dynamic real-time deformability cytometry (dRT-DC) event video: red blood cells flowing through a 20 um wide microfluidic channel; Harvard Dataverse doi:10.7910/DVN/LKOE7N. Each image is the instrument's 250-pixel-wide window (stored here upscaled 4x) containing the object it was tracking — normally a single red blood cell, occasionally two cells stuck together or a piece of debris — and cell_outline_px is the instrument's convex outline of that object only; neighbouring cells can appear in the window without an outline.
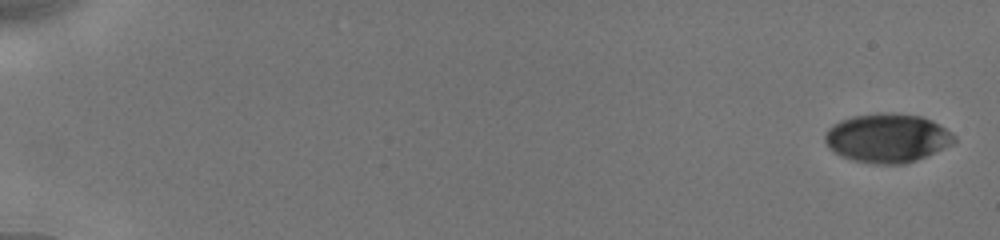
{"species": "human", "species_latin": "Homo sapiens", "temperature_condition": "cold", "stored_images_in_passage": 26, "camera_frame_rate_fps": 3000, "um_per_image_px": 0.085, "donor": {"sex": "male"}, "frame": {"image": 1, "passage_image": 1, "time_ms": 0.0, "image_size_px": [1000, 240], "cell_outline_px": [[956, 140], [952, 144], [916, 160], [904, 164], [872, 164], [852, 160], [840, 156], [828, 148], [824, 140], [824, 132], [832, 124], [840, 120], [852, 116], [880, 112], [892, 112], [920, 116], [932, 120], [956, 136]], "centroid_in_image_um": [75.36, 11.73], "position_along_channel_um": 9.6, "area_um2": 37.11}}
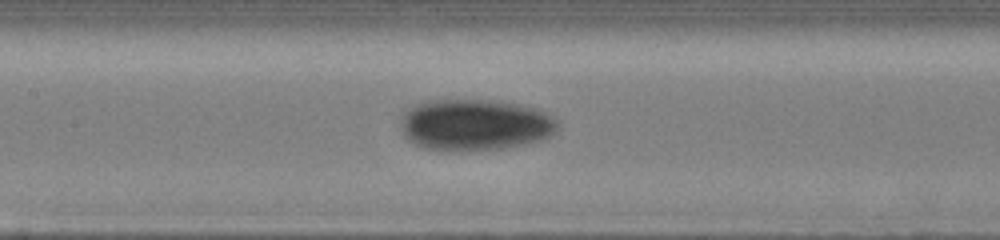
{"frame": {"image": 2, "passage_image": 19, "time_ms": 9.0, "image_size_px": [1000, 240], "cell_outline_px": [[560, 124], [556, 132], [552, 136], [540, 140], [504, 148], [424, 148], [408, 140], [400, 132], [400, 120], [404, 112], [408, 108], [416, 104], [428, 100], [500, 100], [520, 104], [536, 108], [544, 112], [556, 120]], "centroid_in_image_um": [40.38, 10.56], "position_along_channel_um": 167.0, "area_um2": 46.59}}
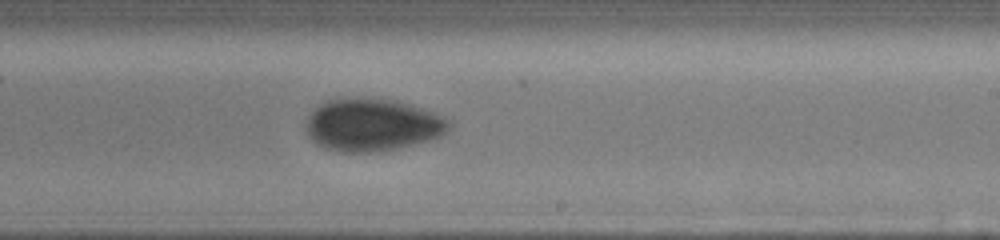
{"frame": {"image": 3, "passage_image": 26, "time_ms": 11.333, "image_size_px": [1000, 240], "cell_outline_px": [[452, 124], [440, 136], [428, 140], [412, 144], [372, 152], [340, 152], [324, 148], [316, 144], [308, 136], [308, 116], [320, 104], [328, 100], [392, 100], [408, 104], [432, 112], [452, 120]], "centroid_in_image_um": [31.65, 10.65], "position_along_channel_um": 257.4, "area_um2": 42.48}}